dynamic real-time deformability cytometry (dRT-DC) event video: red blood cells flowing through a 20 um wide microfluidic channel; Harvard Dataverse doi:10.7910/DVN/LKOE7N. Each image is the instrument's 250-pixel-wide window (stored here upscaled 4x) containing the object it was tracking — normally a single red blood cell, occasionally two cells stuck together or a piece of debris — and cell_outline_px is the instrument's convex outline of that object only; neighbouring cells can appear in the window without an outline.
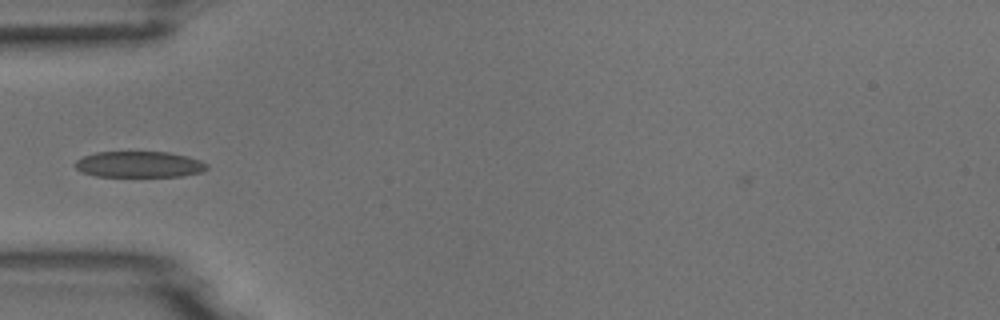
{"species": "common noctule bat (a hibernating species)", "species_latin": "Nyctalus noctula", "temperature_condition": "room temperature", "stored_images_in_passage": 37, "camera_frame_rate_fps": 3000, "um_per_image_px": 0.085, "animal": {"sex": "male", "body_mass_g": 18.8}, "frame": {"image": 1, "passage_image": 1, "time_ms": 0.0, "image_size_px": [1000, 320], "cell_outline_px": [[208, 168], [200, 172], [184, 176], [96, 176], [80, 172], [72, 164], [76, 160], [84, 156], [96, 152], [168, 152], [188, 156], [200, 160], [208, 164]], "centroid_in_image_um": [11.81, 13.97], "position_along_channel_um": 73.2, "area_um2": 20.11}}
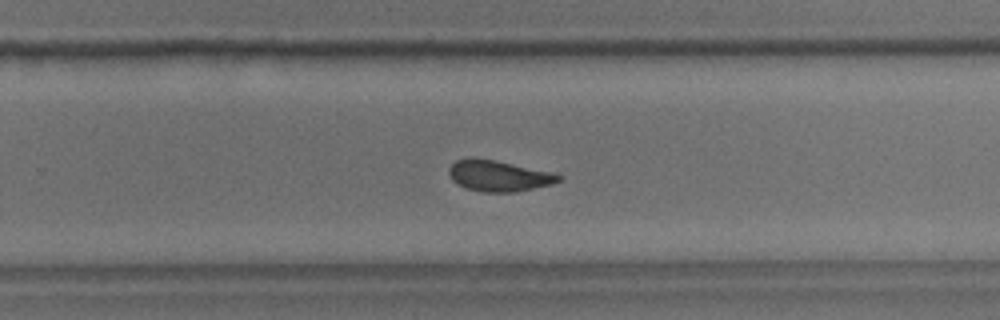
{"frame": {"image": 2, "passage_image": 18, "time_ms": 5.667, "image_size_px": [1000, 320], "cell_outline_px": [[564, 176], [560, 180], [552, 184], [516, 192], [484, 192], [468, 188], [456, 184], [452, 180], [448, 172], [448, 168], [456, 160], [496, 160], [556, 172]], "centroid_in_image_um": [42.47, 14.96], "position_along_channel_um": 287.3, "area_um2": 19.65}}
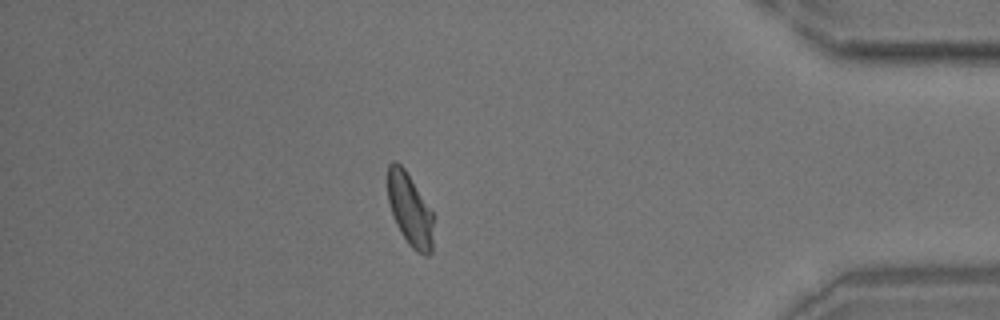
{"frame": {"image": 3, "passage_image": 30, "time_ms": 9.667, "image_size_px": [1000, 320], "cell_outline_px": [[432, 252], [428, 256], [424, 256], [416, 252], [408, 244], [400, 232], [396, 224], [388, 200], [388, 164], [392, 160], [396, 160], [404, 168], [432, 212]], "centroid_in_image_um": [34.82, 17.84], "position_along_channel_um": 400.4, "area_um2": 19.13}}